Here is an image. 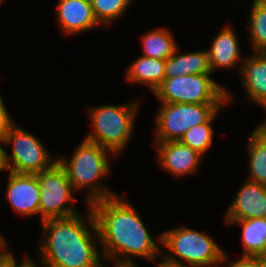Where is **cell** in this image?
<instances>
[{
  "label": "cell",
  "instance_id": "obj_1",
  "mask_svg": "<svg viewBox=\"0 0 266 267\" xmlns=\"http://www.w3.org/2000/svg\"><path fill=\"white\" fill-rule=\"evenodd\" d=\"M89 206L95 218L103 261H133L131 257H141L154 262L162 256L159 243L154 241L135 207L122 195L118 193Z\"/></svg>",
  "mask_w": 266,
  "mask_h": 267
},
{
  "label": "cell",
  "instance_id": "obj_2",
  "mask_svg": "<svg viewBox=\"0 0 266 267\" xmlns=\"http://www.w3.org/2000/svg\"><path fill=\"white\" fill-rule=\"evenodd\" d=\"M86 207V216L77 214L42 221L45 239L38 245L42 267H106L97 250L99 235L95 218L91 207Z\"/></svg>",
  "mask_w": 266,
  "mask_h": 267
},
{
  "label": "cell",
  "instance_id": "obj_3",
  "mask_svg": "<svg viewBox=\"0 0 266 267\" xmlns=\"http://www.w3.org/2000/svg\"><path fill=\"white\" fill-rule=\"evenodd\" d=\"M109 155L117 157L109 149L83 139L73 151L71 159L57 158L74 190L86 189V205L118 194L102 184L103 178L111 174Z\"/></svg>",
  "mask_w": 266,
  "mask_h": 267
},
{
  "label": "cell",
  "instance_id": "obj_4",
  "mask_svg": "<svg viewBox=\"0 0 266 267\" xmlns=\"http://www.w3.org/2000/svg\"><path fill=\"white\" fill-rule=\"evenodd\" d=\"M157 237L159 243L169 250H162L161 258L165 262L186 266L179 261L181 259L188 266L215 267L229 261L226 252L205 232L180 226L161 232Z\"/></svg>",
  "mask_w": 266,
  "mask_h": 267
},
{
  "label": "cell",
  "instance_id": "obj_5",
  "mask_svg": "<svg viewBox=\"0 0 266 267\" xmlns=\"http://www.w3.org/2000/svg\"><path fill=\"white\" fill-rule=\"evenodd\" d=\"M139 100L119 105L89 107L91 133L84 139L109 149L116 156L124 151L134 132Z\"/></svg>",
  "mask_w": 266,
  "mask_h": 267
},
{
  "label": "cell",
  "instance_id": "obj_6",
  "mask_svg": "<svg viewBox=\"0 0 266 267\" xmlns=\"http://www.w3.org/2000/svg\"><path fill=\"white\" fill-rule=\"evenodd\" d=\"M212 74H188L165 78L154 95L161 103H227L231 94L211 77Z\"/></svg>",
  "mask_w": 266,
  "mask_h": 267
},
{
  "label": "cell",
  "instance_id": "obj_7",
  "mask_svg": "<svg viewBox=\"0 0 266 267\" xmlns=\"http://www.w3.org/2000/svg\"><path fill=\"white\" fill-rule=\"evenodd\" d=\"M227 103H160L155 114L154 142L179 141L192 127L206 123Z\"/></svg>",
  "mask_w": 266,
  "mask_h": 267
},
{
  "label": "cell",
  "instance_id": "obj_8",
  "mask_svg": "<svg viewBox=\"0 0 266 267\" xmlns=\"http://www.w3.org/2000/svg\"><path fill=\"white\" fill-rule=\"evenodd\" d=\"M4 142L12 147V153H7L10 172L38 174L52 168L58 161L52 158L38 137L16 123L10 128Z\"/></svg>",
  "mask_w": 266,
  "mask_h": 267
},
{
  "label": "cell",
  "instance_id": "obj_9",
  "mask_svg": "<svg viewBox=\"0 0 266 267\" xmlns=\"http://www.w3.org/2000/svg\"><path fill=\"white\" fill-rule=\"evenodd\" d=\"M37 177L40 186L39 215L41 221L71 217L80 213L73 207L74 202L78 200L73 196L76 191L66 171L58 162L52 168L38 173Z\"/></svg>",
  "mask_w": 266,
  "mask_h": 267
},
{
  "label": "cell",
  "instance_id": "obj_10",
  "mask_svg": "<svg viewBox=\"0 0 266 267\" xmlns=\"http://www.w3.org/2000/svg\"><path fill=\"white\" fill-rule=\"evenodd\" d=\"M157 164L176 178L197 173L203 155L180 141L154 142Z\"/></svg>",
  "mask_w": 266,
  "mask_h": 267
},
{
  "label": "cell",
  "instance_id": "obj_11",
  "mask_svg": "<svg viewBox=\"0 0 266 267\" xmlns=\"http://www.w3.org/2000/svg\"><path fill=\"white\" fill-rule=\"evenodd\" d=\"M6 199L21 216L39 214L40 186L37 174L9 172Z\"/></svg>",
  "mask_w": 266,
  "mask_h": 267
},
{
  "label": "cell",
  "instance_id": "obj_12",
  "mask_svg": "<svg viewBox=\"0 0 266 267\" xmlns=\"http://www.w3.org/2000/svg\"><path fill=\"white\" fill-rule=\"evenodd\" d=\"M266 217V185L247 180L228 207L225 220Z\"/></svg>",
  "mask_w": 266,
  "mask_h": 267
},
{
  "label": "cell",
  "instance_id": "obj_13",
  "mask_svg": "<svg viewBox=\"0 0 266 267\" xmlns=\"http://www.w3.org/2000/svg\"><path fill=\"white\" fill-rule=\"evenodd\" d=\"M56 9L57 24L65 35H78L101 26L90 0H58Z\"/></svg>",
  "mask_w": 266,
  "mask_h": 267
},
{
  "label": "cell",
  "instance_id": "obj_14",
  "mask_svg": "<svg viewBox=\"0 0 266 267\" xmlns=\"http://www.w3.org/2000/svg\"><path fill=\"white\" fill-rule=\"evenodd\" d=\"M251 54L242 57L239 76L249 100L266 110V52Z\"/></svg>",
  "mask_w": 266,
  "mask_h": 267
},
{
  "label": "cell",
  "instance_id": "obj_15",
  "mask_svg": "<svg viewBox=\"0 0 266 267\" xmlns=\"http://www.w3.org/2000/svg\"><path fill=\"white\" fill-rule=\"evenodd\" d=\"M237 36L232 25L226 24L214 37L210 49L207 50L213 73L217 68L228 70L236 65L240 70L243 59Z\"/></svg>",
  "mask_w": 266,
  "mask_h": 267
},
{
  "label": "cell",
  "instance_id": "obj_16",
  "mask_svg": "<svg viewBox=\"0 0 266 267\" xmlns=\"http://www.w3.org/2000/svg\"><path fill=\"white\" fill-rule=\"evenodd\" d=\"M178 48L166 60L165 78L188 74H213L207 50L179 53Z\"/></svg>",
  "mask_w": 266,
  "mask_h": 267
},
{
  "label": "cell",
  "instance_id": "obj_17",
  "mask_svg": "<svg viewBox=\"0 0 266 267\" xmlns=\"http://www.w3.org/2000/svg\"><path fill=\"white\" fill-rule=\"evenodd\" d=\"M166 60L139 56L126 69L125 78L130 83L148 86L153 93L165 79Z\"/></svg>",
  "mask_w": 266,
  "mask_h": 267
},
{
  "label": "cell",
  "instance_id": "obj_18",
  "mask_svg": "<svg viewBox=\"0 0 266 267\" xmlns=\"http://www.w3.org/2000/svg\"><path fill=\"white\" fill-rule=\"evenodd\" d=\"M225 224L241 226L242 256L266 257V217L225 220Z\"/></svg>",
  "mask_w": 266,
  "mask_h": 267
},
{
  "label": "cell",
  "instance_id": "obj_19",
  "mask_svg": "<svg viewBox=\"0 0 266 267\" xmlns=\"http://www.w3.org/2000/svg\"><path fill=\"white\" fill-rule=\"evenodd\" d=\"M141 56L167 60L174 54L178 44L167 28H156L143 34Z\"/></svg>",
  "mask_w": 266,
  "mask_h": 267
},
{
  "label": "cell",
  "instance_id": "obj_20",
  "mask_svg": "<svg viewBox=\"0 0 266 267\" xmlns=\"http://www.w3.org/2000/svg\"><path fill=\"white\" fill-rule=\"evenodd\" d=\"M246 144L250 172L247 180L266 185V137L255 127Z\"/></svg>",
  "mask_w": 266,
  "mask_h": 267
},
{
  "label": "cell",
  "instance_id": "obj_21",
  "mask_svg": "<svg viewBox=\"0 0 266 267\" xmlns=\"http://www.w3.org/2000/svg\"><path fill=\"white\" fill-rule=\"evenodd\" d=\"M251 6L248 40L254 52H266V0H253Z\"/></svg>",
  "mask_w": 266,
  "mask_h": 267
},
{
  "label": "cell",
  "instance_id": "obj_22",
  "mask_svg": "<svg viewBox=\"0 0 266 267\" xmlns=\"http://www.w3.org/2000/svg\"><path fill=\"white\" fill-rule=\"evenodd\" d=\"M219 109L206 123L196 125L190 128L179 140L182 144L187 145L193 150H196L201 155H204L213 146L214 130L212 122L218 116Z\"/></svg>",
  "mask_w": 266,
  "mask_h": 267
},
{
  "label": "cell",
  "instance_id": "obj_23",
  "mask_svg": "<svg viewBox=\"0 0 266 267\" xmlns=\"http://www.w3.org/2000/svg\"><path fill=\"white\" fill-rule=\"evenodd\" d=\"M94 15L101 25H109L117 21L133 0H90Z\"/></svg>",
  "mask_w": 266,
  "mask_h": 267
},
{
  "label": "cell",
  "instance_id": "obj_24",
  "mask_svg": "<svg viewBox=\"0 0 266 267\" xmlns=\"http://www.w3.org/2000/svg\"><path fill=\"white\" fill-rule=\"evenodd\" d=\"M10 116L6 106L3 102L1 93H0V140L5 141L6 136L9 133L10 128L15 124Z\"/></svg>",
  "mask_w": 266,
  "mask_h": 267
},
{
  "label": "cell",
  "instance_id": "obj_25",
  "mask_svg": "<svg viewBox=\"0 0 266 267\" xmlns=\"http://www.w3.org/2000/svg\"><path fill=\"white\" fill-rule=\"evenodd\" d=\"M226 267H264V257L242 256L227 263Z\"/></svg>",
  "mask_w": 266,
  "mask_h": 267
},
{
  "label": "cell",
  "instance_id": "obj_26",
  "mask_svg": "<svg viewBox=\"0 0 266 267\" xmlns=\"http://www.w3.org/2000/svg\"><path fill=\"white\" fill-rule=\"evenodd\" d=\"M12 250L0 253V267H16L18 264Z\"/></svg>",
  "mask_w": 266,
  "mask_h": 267
},
{
  "label": "cell",
  "instance_id": "obj_27",
  "mask_svg": "<svg viewBox=\"0 0 266 267\" xmlns=\"http://www.w3.org/2000/svg\"><path fill=\"white\" fill-rule=\"evenodd\" d=\"M7 147L4 141L0 140V173L3 172H10L8 161H7V152L4 147Z\"/></svg>",
  "mask_w": 266,
  "mask_h": 267
},
{
  "label": "cell",
  "instance_id": "obj_28",
  "mask_svg": "<svg viewBox=\"0 0 266 267\" xmlns=\"http://www.w3.org/2000/svg\"><path fill=\"white\" fill-rule=\"evenodd\" d=\"M23 260L16 267H40L36 264L32 258H30L26 253L23 255Z\"/></svg>",
  "mask_w": 266,
  "mask_h": 267
},
{
  "label": "cell",
  "instance_id": "obj_29",
  "mask_svg": "<svg viewBox=\"0 0 266 267\" xmlns=\"http://www.w3.org/2000/svg\"><path fill=\"white\" fill-rule=\"evenodd\" d=\"M115 267H138L134 261H115Z\"/></svg>",
  "mask_w": 266,
  "mask_h": 267
},
{
  "label": "cell",
  "instance_id": "obj_30",
  "mask_svg": "<svg viewBox=\"0 0 266 267\" xmlns=\"http://www.w3.org/2000/svg\"><path fill=\"white\" fill-rule=\"evenodd\" d=\"M158 266L157 267H195V266H183V265H176L172 263L165 262L163 260H159V262L156 263Z\"/></svg>",
  "mask_w": 266,
  "mask_h": 267
},
{
  "label": "cell",
  "instance_id": "obj_31",
  "mask_svg": "<svg viewBox=\"0 0 266 267\" xmlns=\"http://www.w3.org/2000/svg\"><path fill=\"white\" fill-rule=\"evenodd\" d=\"M7 245H8L7 240L4 239V236H2V234L0 232V253L7 251V249H6V248H8Z\"/></svg>",
  "mask_w": 266,
  "mask_h": 267
},
{
  "label": "cell",
  "instance_id": "obj_32",
  "mask_svg": "<svg viewBox=\"0 0 266 267\" xmlns=\"http://www.w3.org/2000/svg\"><path fill=\"white\" fill-rule=\"evenodd\" d=\"M256 128L266 137V119L260 122Z\"/></svg>",
  "mask_w": 266,
  "mask_h": 267
},
{
  "label": "cell",
  "instance_id": "obj_33",
  "mask_svg": "<svg viewBox=\"0 0 266 267\" xmlns=\"http://www.w3.org/2000/svg\"><path fill=\"white\" fill-rule=\"evenodd\" d=\"M264 267H266V257L264 258Z\"/></svg>",
  "mask_w": 266,
  "mask_h": 267
}]
</instances>
